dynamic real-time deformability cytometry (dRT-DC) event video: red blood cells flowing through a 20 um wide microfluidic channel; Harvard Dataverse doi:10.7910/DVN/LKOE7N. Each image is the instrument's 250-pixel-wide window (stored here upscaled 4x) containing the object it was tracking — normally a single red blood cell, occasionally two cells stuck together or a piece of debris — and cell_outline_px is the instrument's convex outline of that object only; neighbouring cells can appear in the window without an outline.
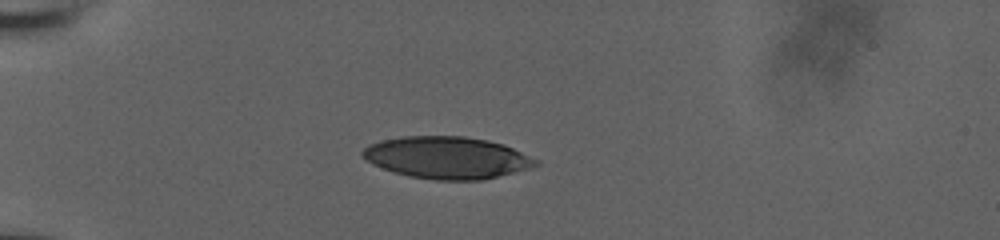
{"species": "human", "species_latin": "Homo sapiens", "temperature_condition": "room temperature", "stored_images_in_passage": 33, "camera_frame_rate_fps": 3000, "um_per_image_px": 0.085, "donor": {"sex": "male"}, "frame": {"image": 1, "passage_image": 3, "time_ms": 0.667, "image_size_px": [1000, 240], "cell_outline_px": [[540, 164], [528, 168], [480, 180], [436, 180], [408, 176], [372, 164], [360, 152], [368, 144], [380, 140], [404, 136], [464, 136], [488, 140], [504, 144], [540, 160]], "centroid_in_image_um": [38.0, 13.38], "position_along_channel_um": 47.0, "area_um2": 42.25}}
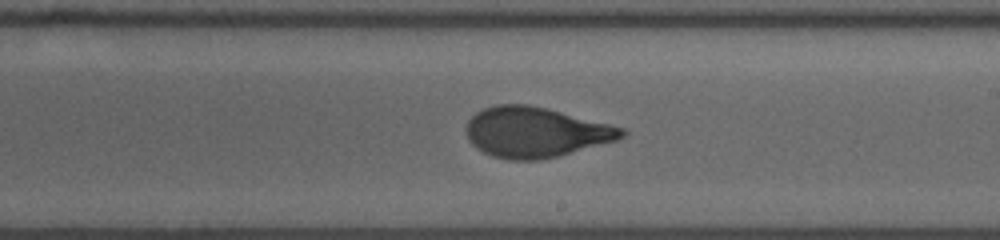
{"frame": {"image": 2, "passage_image": 18, "time_ms": 5.667, "image_size_px": [1000, 240], "cell_outline_px": [[628, 132], [624, 136], [616, 140], [556, 156], [540, 160], [508, 160], [492, 156], [476, 148], [468, 140], [464, 128], [468, 120], [476, 112], [484, 108], [496, 104], [528, 104], [624, 128]], "centroid_in_image_um": [45.45, 11.24], "position_along_channel_um": 243.6, "area_um2": 45.2}}
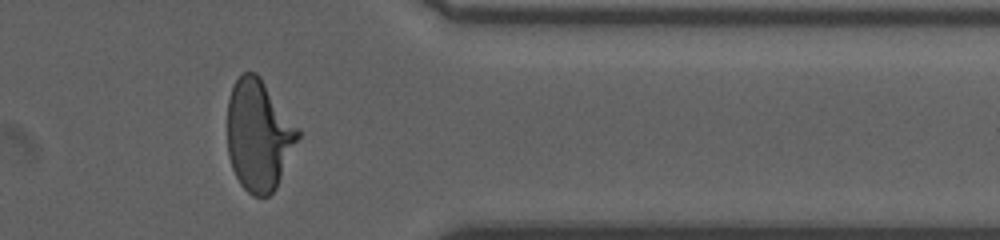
{"frame": {"image": 3, "passage_image": 29, "time_ms": 9.333, "image_size_px": [1000, 240], "cell_outline_px": [[300, 136], [276, 188], [268, 196], [252, 196], [240, 184], [232, 168], [228, 156], [228, 100], [232, 88], [236, 80], [244, 72], [256, 72], [260, 76], [300, 128]], "centroid_in_image_um": [22.0, 11.48], "position_along_channel_um": 389.4, "area_um2": 45.78}, "authors_computed_cell_mechanics": {"area_um2": 45.3152, "velocity_mm_per_s": 3.8771, "shape_relaxation_time_tau1_ms": 6.1009, "shape_relaxation_time_tau2_ms": 0.7336, "deformation_change_tau1": 0.2584, "deformation_change_tau2": 0.0643}}